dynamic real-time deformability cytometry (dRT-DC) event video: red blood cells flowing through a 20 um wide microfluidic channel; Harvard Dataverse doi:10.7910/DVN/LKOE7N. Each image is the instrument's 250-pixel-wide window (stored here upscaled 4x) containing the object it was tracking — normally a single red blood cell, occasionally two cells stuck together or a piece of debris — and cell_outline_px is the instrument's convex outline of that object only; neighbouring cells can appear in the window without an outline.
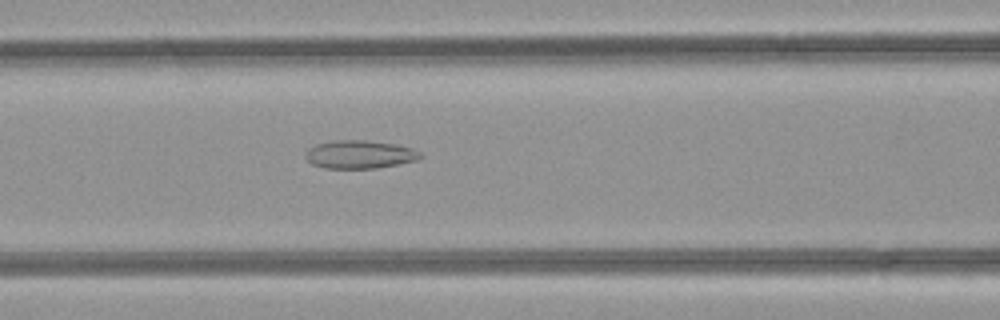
{"species": "common noctule bat (a hibernating species)", "species_latin": "Nyctalus noctula", "temperature_condition": "room temperature", "stored_images_in_passage": 32, "camera_frame_rate_fps": 3000, "um_per_image_px": 0.085, "animal": {"sex": "female", "body_mass_g": 21.9}, "frame": {"image": 1, "passage_image": 8, "time_ms": 2.333, "image_size_px": [1000, 320], "cell_outline_px": [[424, 156], [416, 160], [376, 168], [324, 168], [312, 164], [304, 156], [308, 148], [316, 144], [332, 140], [368, 140], [396, 144], [412, 148], [420, 152]], "centroid_in_image_um": [30.55, 13.11], "position_along_channel_um": 136.0, "area_um2": 18.9}}
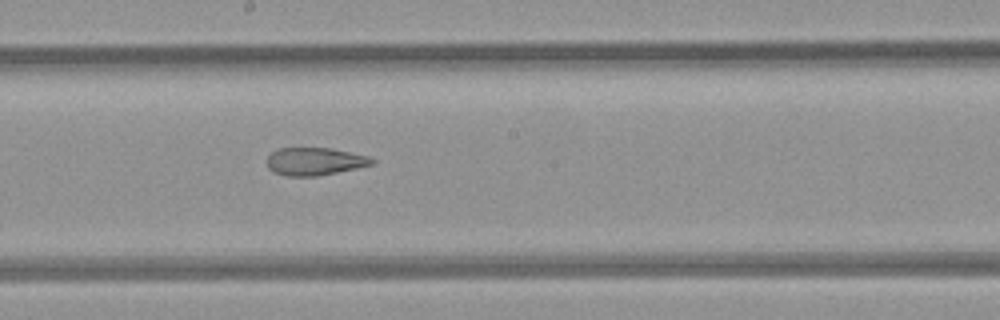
{"frame": {"image": 2, "passage_image": 14, "time_ms": 4.333, "image_size_px": [1000, 320], "cell_outline_px": [[376, 160], [372, 164], [356, 168], [316, 176], [288, 176], [272, 172], [268, 168], [268, 156], [272, 152], [280, 148], [332, 148], [368, 156]], "centroid_in_image_um": [26.74, 13.72], "position_along_channel_um": 221.5, "area_um2": 16.82}}
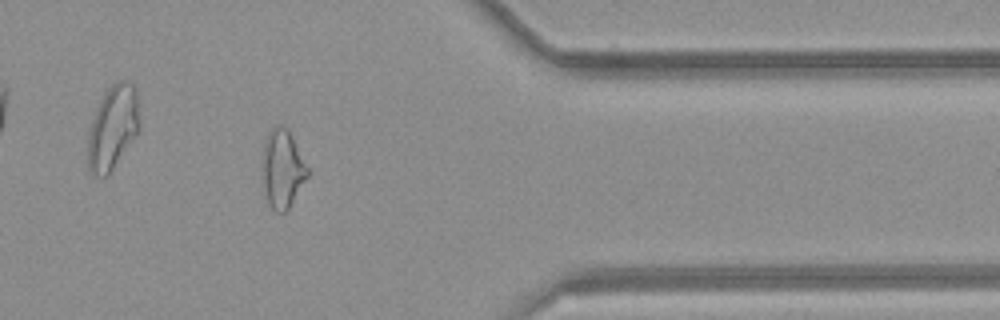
{"frame": {"image": 3, "passage_image": 27, "time_ms": 8.667, "image_size_px": [1000, 320], "cell_outline_px": [[308, 176], [288, 208], [284, 212], [276, 212], [268, 204], [260, 168], [260, 164], [264, 140], [268, 132], [276, 124], [284, 124], [288, 128], [308, 168]], "centroid_in_image_um": [23.96, 14.29], "position_along_channel_um": 387.4, "area_um2": 20.92}}